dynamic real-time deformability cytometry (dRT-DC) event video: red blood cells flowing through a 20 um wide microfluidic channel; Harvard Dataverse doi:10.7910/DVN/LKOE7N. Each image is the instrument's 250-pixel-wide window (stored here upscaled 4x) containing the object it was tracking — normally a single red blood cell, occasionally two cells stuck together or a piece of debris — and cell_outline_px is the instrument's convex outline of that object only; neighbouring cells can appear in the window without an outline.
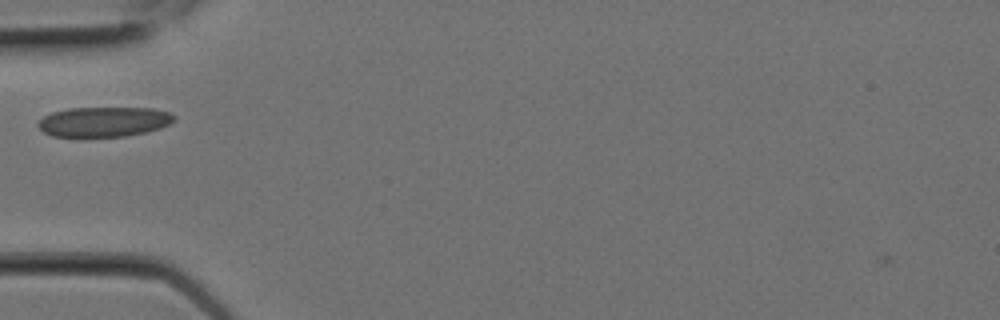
{"species": "Egyptian fruit bat (a non-hibernating species)", "species_latin": "Rousettus aegyptiacus", "temperature_condition": "room temperature", "stored_images_in_passage": 6, "camera_frame_rate_fps": 3000, "um_per_image_px": 0.085, "animal": {"sex": "female"}, "frame": {"image": 1, "passage_image": 2, "time_ms": 0.333, "image_size_px": [1000, 320], "cell_outline_px": [[176, 120], [160, 128], [144, 132], [124, 136], [52, 136], [44, 132], [36, 124], [44, 116], [52, 112], [68, 108], [152, 108], [168, 112], [176, 116]], "centroid_in_image_um": [8.83, 10.34], "position_along_channel_um": 76.2, "area_um2": 23.52}}
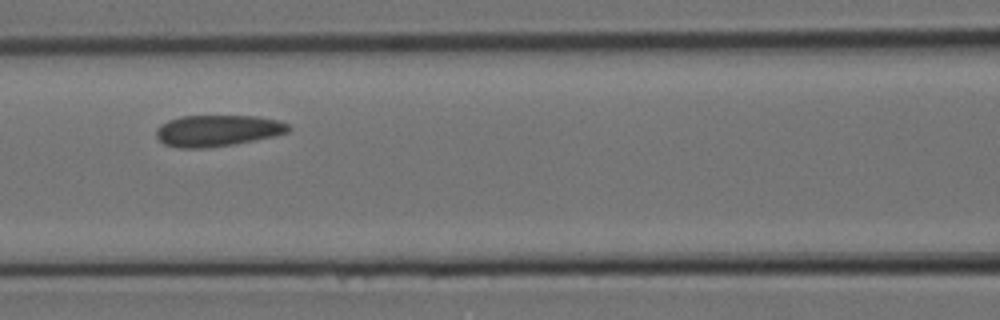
{"frame": {"image": 2, "passage_image": 4, "time_ms": 1.0, "image_size_px": [1000, 320], "cell_outline_px": [[292, 128], [288, 132], [272, 136], [232, 144], [208, 148], [180, 148], [164, 144], [156, 136], [156, 128], [160, 124], [168, 120], [180, 116], [260, 116], [280, 120], [288, 124]], "centroid_in_image_um": [18.48, 11.09], "position_along_channel_um": 148.1, "area_um2": 24.22}}
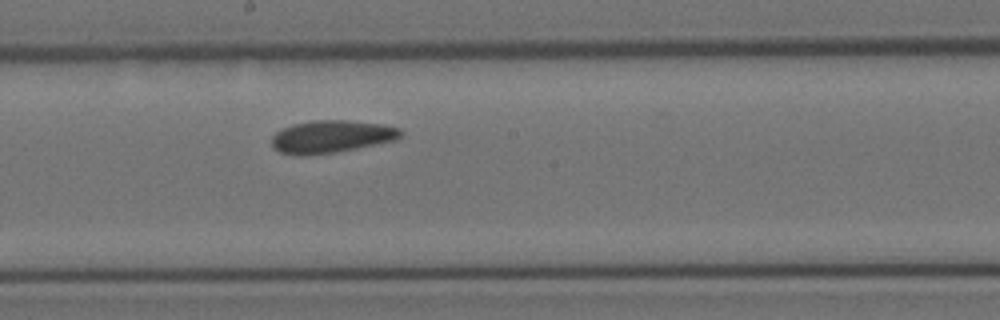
{"frame": {"image": 3, "passage_image": 6, "time_ms": 1.667, "image_size_px": [1000, 320], "cell_outline_px": [[404, 136], [396, 140], [336, 152], [308, 156], [296, 156], [280, 152], [272, 148], [272, 136], [276, 132], [292, 124], [312, 120], [348, 120], [384, 124], [400, 128], [404, 132]], "centroid_in_image_um": [28.18, 11.61], "position_along_channel_um": 220.0, "area_um2": 24.85}}